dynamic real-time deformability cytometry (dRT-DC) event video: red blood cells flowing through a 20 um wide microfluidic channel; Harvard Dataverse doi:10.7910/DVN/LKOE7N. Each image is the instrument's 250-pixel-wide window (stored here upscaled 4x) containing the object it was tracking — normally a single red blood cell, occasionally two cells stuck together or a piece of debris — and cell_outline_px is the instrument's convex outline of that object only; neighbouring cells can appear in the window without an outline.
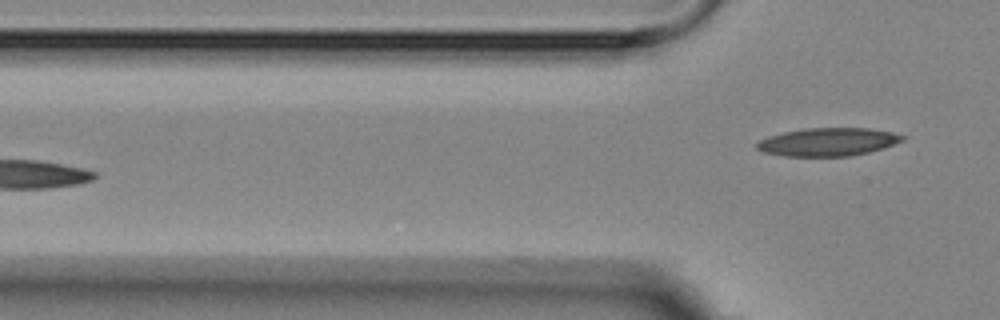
{"species": "Egyptian fruit bat (a non-hibernating species)", "species_latin": "Rousettus aegyptiacus", "temperature_condition": "room temperature", "stored_images_in_passage": 7, "camera_frame_rate_fps": 3000, "um_per_image_px": 0.085, "animal": {"sex": "female"}, "frame": {"image": 1, "passage_image": 7, "time_ms": 7.0, "image_size_px": [1000, 320], "cell_outline_px": [[904, 140], [884, 148], [852, 156], [784, 156], [764, 152], [756, 148], [756, 144], [760, 140], [768, 136], [784, 132], [804, 128], [872, 128], [892, 132], [904, 136]], "centroid_in_image_um": [70.39, 12.06], "position_along_channel_um": 55.4, "area_um2": 23.87}}